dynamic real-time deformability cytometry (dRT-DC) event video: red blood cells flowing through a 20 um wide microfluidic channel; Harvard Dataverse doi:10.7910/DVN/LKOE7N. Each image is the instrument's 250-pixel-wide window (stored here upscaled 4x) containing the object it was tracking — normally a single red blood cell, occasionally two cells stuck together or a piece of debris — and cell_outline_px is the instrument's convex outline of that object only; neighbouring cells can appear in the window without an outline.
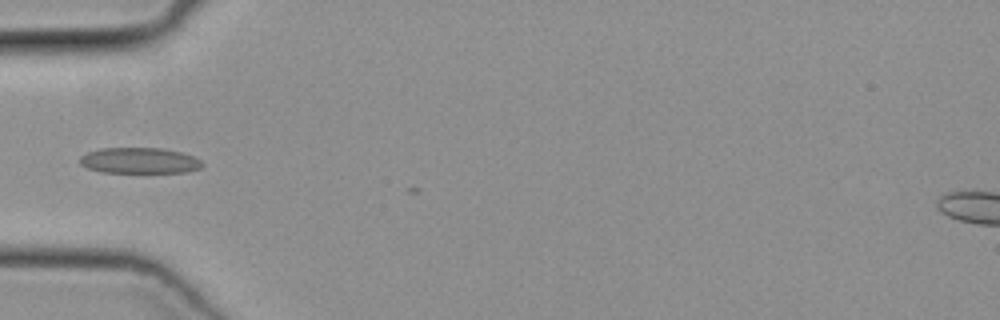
{"species": "common noctule bat (a hibernating species)", "species_latin": "Nyctalus noctula", "temperature_condition": "cold", "stored_images_in_passage": 5, "camera_frame_rate_fps": 3000, "um_per_image_px": 0.085, "animal": {"sex": "female", "body_mass_g": 19.3, "forearm_length_mm": 54.1}, "frame": {"image": 1, "passage_image": 1, "time_ms": 0.0, "image_size_px": [1000, 320], "cell_outline_px": [[204, 164], [200, 168], [188, 172], [100, 172], [88, 168], [80, 164], [80, 156], [88, 152], [100, 148], [160, 148], [180, 152], [192, 156], [200, 160]], "centroid_in_image_um": [11.84, 13.65], "position_along_channel_um": 73.2, "area_um2": 18.32}}